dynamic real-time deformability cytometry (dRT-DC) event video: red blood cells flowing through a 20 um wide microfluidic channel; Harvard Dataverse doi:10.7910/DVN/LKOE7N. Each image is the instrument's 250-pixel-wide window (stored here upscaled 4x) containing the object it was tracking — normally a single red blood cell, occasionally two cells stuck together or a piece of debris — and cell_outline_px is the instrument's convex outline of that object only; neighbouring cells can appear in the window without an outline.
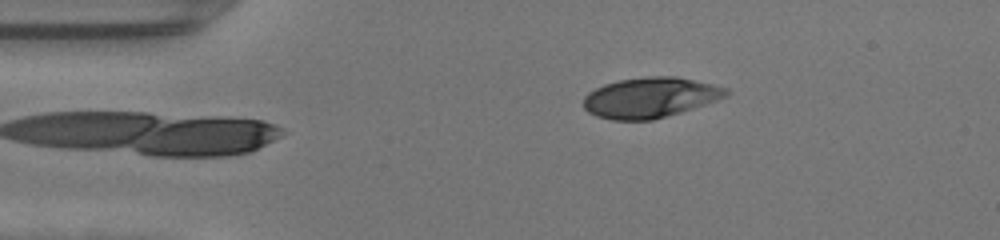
{"species": "human", "species_latin": "Homo sapiens", "temperature_condition": "warm", "stored_images_in_passage": 40, "camera_frame_rate_fps": 3000, "um_per_image_px": 0.085, "donor": {"sex": "female"}, "frame": {"image": 1, "passage_image": 1, "time_ms": 0.0, "image_size_px": [1000, 240], "cell_outline_px": [[728, 96], [680, 112], [652, 120], [612, 120], [596, 116], [588, 112], [584, 108], [584, 96], [588, 92], [604, 84], [620, 80], [648, 76], [676, 76], [728, 88]], "centroid_in_image_um": [55.24, 8.29], "position_along_channel_um": 29.8, "area_um2": 33.29}}
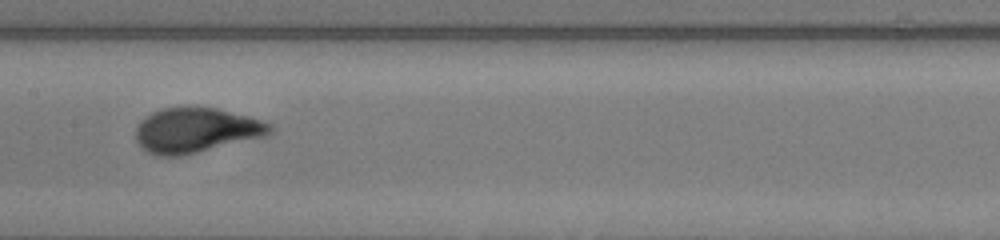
{"frame": {"image": 2, "passage_image": 16, "time_ms": 5.0, "image_size_px": [1000, 240], "cell_outline_px": [[276, 132], [268, 136], [180, 156], [156, 156], [148, 152], [136, 140], [136, 128], [140, 120], [144, 116], [152, 112], [164, 108], [216, 108], [264, 120], [272, 124], [276, 128]], "centroid_in_image_um": [16.73, 11.08], "position_along_channel_um": 190.7, "area_um2": 35.26}}
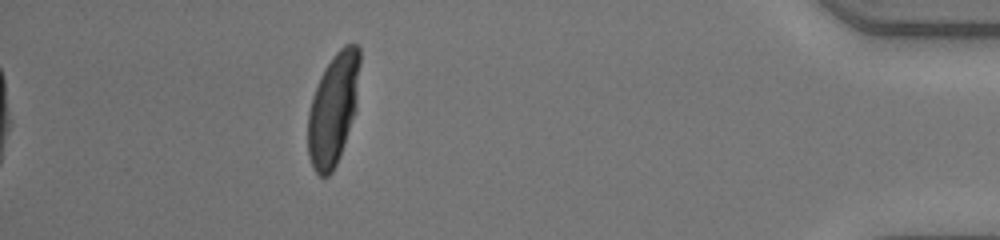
{"frame": {"image": 3, "passage_image": 35, "time_ms": 11.333, "image_size_px": [1000, 240], "cell_outline_px": [[360, 64], [356, 112], [340, 156], [332, 172], [328, 176], [320, 176], [312, 168], [308, 156], [308, 112], [312, 96], [320, 76], [324, 68], [332, 56], [344, 44], [356, 44], [360, 48]], "centroid_in_image_um": [28.33, 9.26], "position_along_channel_um": 406.9, "area_um2": 34.22}, "authors_computed_cell_mechanics": {"area_um2": 33.7552, "velocity_mm_per_s": 4.3206, "shape_relaxation_time_tau1_ms": 3.9828, "shape_relaxation_time_tau2_ms": null, "deformation_change_tau1": 0.2537, "deformation_change_tau2": null}}